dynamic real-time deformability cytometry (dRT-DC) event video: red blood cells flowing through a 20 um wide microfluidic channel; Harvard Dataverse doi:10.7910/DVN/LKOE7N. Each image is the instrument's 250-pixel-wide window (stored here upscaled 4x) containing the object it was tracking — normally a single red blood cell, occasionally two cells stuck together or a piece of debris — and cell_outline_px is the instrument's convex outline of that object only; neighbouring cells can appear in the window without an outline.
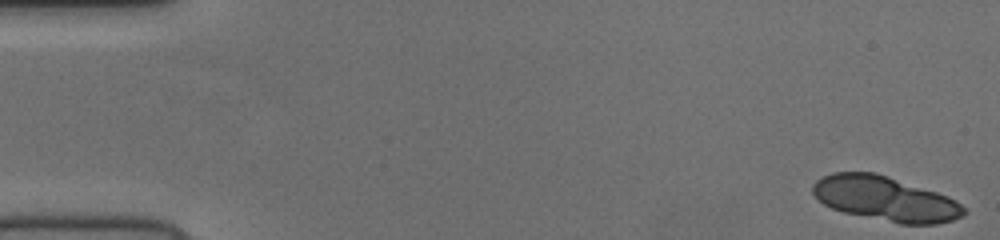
{"species": "human", "species_latin": "Homo sapiens", "temperature_condition": "cold", "stored_images_in_passage": 51, "camera_frame_rate_fps": 3000, "um_per_image_px": 0.085, "donor": {"sex": "female"}, "frame": {"image": 1, "passage_image": 1, "time_ms": 0.0, "image_size_px": [1000, 240], "cell_outline_px": [[968, 212], [964, 216], [952, 220], [936, 224], [900, 224], [844, 212], [832, 208], [824, 204], [812, 192], [812, 184], [816, 180], [832, 172], [876, 172], [948, 196], [956, 200]], "centroid_in_image_um": [75.26, 16.89], "position_along_channel_um": 9.7, "area_um2": 39.19}}
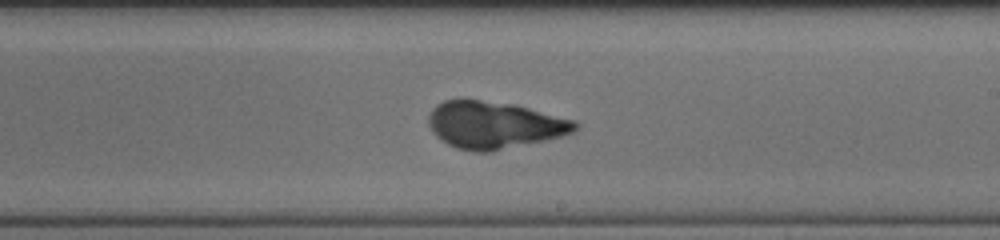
{"frame": {"image": 2, "passage_image": 30, "time_ms": 9.667, "image_size_px": [1000, 240], "cell_outline_px": [[580, 128], [572, 132], [548, 140], [492, 152], [472, 152], [456, 148], [448, 144], [436, 136], [432, 132], [428, 124], [428, 116], [432, 108], [436, 104], [444, 100], [456, 96], [464, 96], [512, 104], [576, 120], [580, 124]], "centroid_in_image_um": [41.97, 10.59], "position_along_channel_um": 247.0, "area_um2": 41.38}}
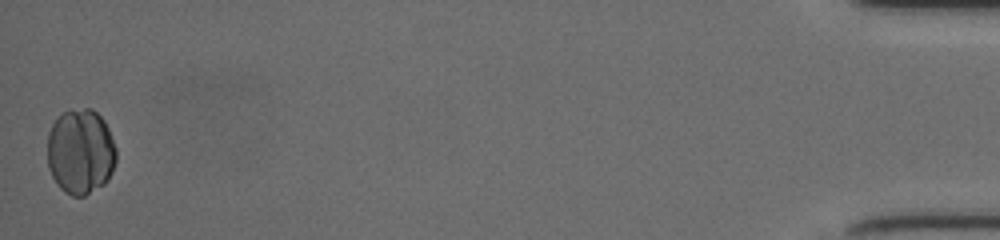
{"frame": {"image": 3, "passage_image": 51, "time_ms": 16.667, "image_size_px": [1000, 240], "cell_outline_px": [[116, 160], [112, 172], [108, 180], [104, 184], [84, 196], [72, 196], [64, 192], [56, 184], [48, 168], [48, 132], [52, 124], [64, 112], [84, 108], [92, 108], [104, 120], [108, 128], [116, 148]], "centroid_in_image_um": [6.85, 12.91], "position_along_channel_um": 428.4, "area_um2": 34.33}}